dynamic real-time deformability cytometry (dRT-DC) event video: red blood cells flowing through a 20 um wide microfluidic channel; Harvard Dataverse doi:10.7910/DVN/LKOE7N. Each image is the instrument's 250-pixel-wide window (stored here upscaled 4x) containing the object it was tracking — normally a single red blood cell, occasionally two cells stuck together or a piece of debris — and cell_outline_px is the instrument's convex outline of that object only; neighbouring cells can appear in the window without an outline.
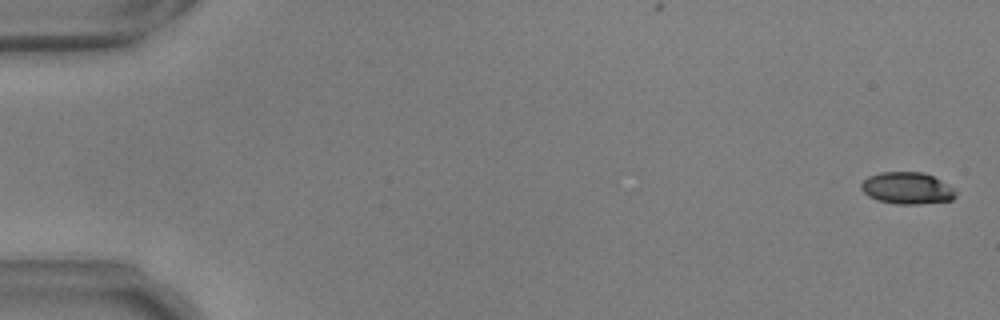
{"species": "common noctule bat (a hibernating species)", "species_latin": "Nyctalus noctula", "temperature_condition": "warm", "stored_images_in_passage": 56, "camera_frame_rate_fps": 3000, "um_per_image_px": 0.085, "animal": {"sex": "male", "body_mass_g": 17.9, "forearm_length_mm": 54.2}, "frame": {"image": 1, "passage_image": 2, "time_ms": 0.333, "image_size_px": [1000, 320], "cell_outline_px": [[956, 196], [952, 200], [920, 204], [896, 204], [876, 200], [868, 196], [860, 188], [860, 184], [868, 176], [880, 172], [924, 172], [940, 180], [952, 188], [956, 192]], "centroid_in_image_um": [77.07, 16.0], "position_along_channel_um": 7.9, "area_um2": 17.57}}
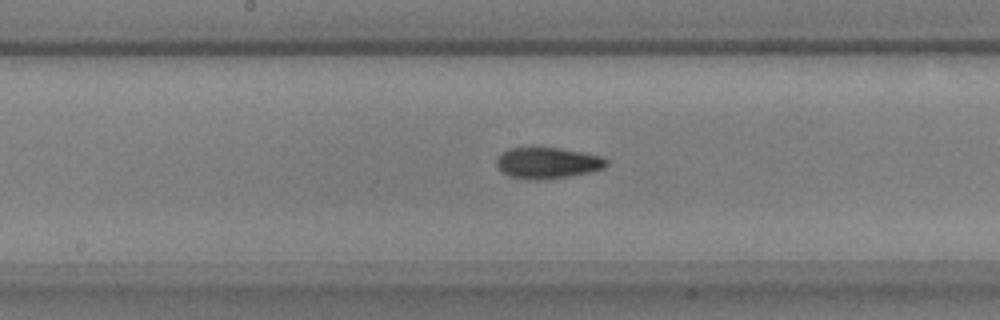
{"frame": {"image": 2, "passage_image": 30, "time_ms": 9.667, "image_size_px": [1000, 320], "cell_outline_px": [[608, 164], [604, 168], [588, 172], [568, 176], [540, 180], [528, 180], [512, 176], [504, 172], [496, 164], [496, 160], [500, 152], [508, 148], [560, 148], [604, 156], [608, 160]], "centroid_in_image_um": [46.56, 13.84], "position_along_channel_um": 201.6, "area_um2": 19.88}}
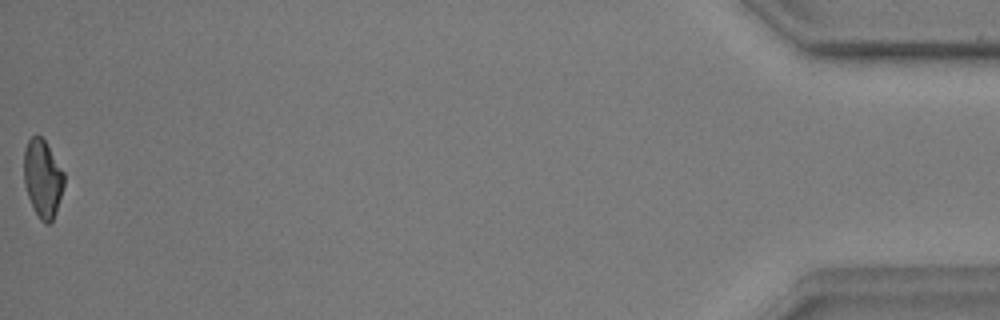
{"frame": {"image": 3, "passage_image": 56, "time_ms": 18.333, "image_size_px": [1000, 320], "cell_outline_px": [[64, 184], [56, 212], [52, 220], [48, 224], [44, 224], [40, 220], [28, 196], [24, 184], [24, 148], [28, 140], [32, 136], [40, 136], [44, 140], [64, 172]], "centroid_in_image_um": [3.62, 15.17], "position_along_channel_um": 431.6, "area_um2": 17.98}, "authors_computed_cell_mechanics": {"area_um2": 18.9873, "velocity_mm_per_s": 3.7131, "shape_relaxation_time_tau1_ms": 9.4361, "shape_relaxation_time_tau2_ms": 2.5647, "deformation_change_tau1": 0.2464, "deformation_change_tau2": 0.0913}}